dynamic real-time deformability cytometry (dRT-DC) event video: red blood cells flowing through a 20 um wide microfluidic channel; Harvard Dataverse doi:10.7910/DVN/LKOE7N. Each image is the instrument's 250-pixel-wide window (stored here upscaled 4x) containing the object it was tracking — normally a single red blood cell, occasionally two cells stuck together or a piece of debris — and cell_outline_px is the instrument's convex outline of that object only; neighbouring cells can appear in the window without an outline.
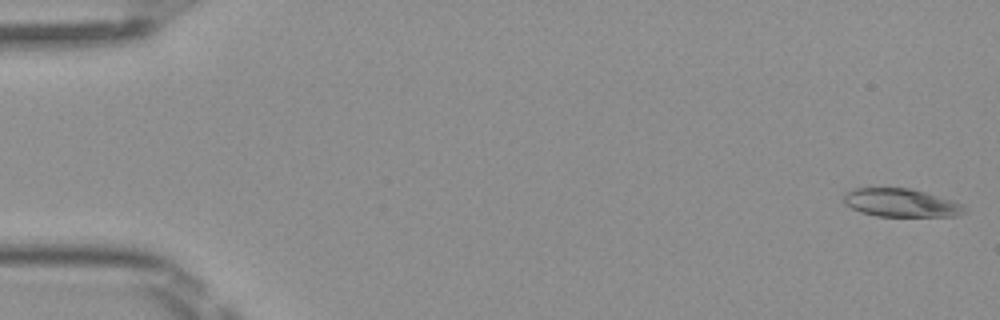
{"species": "Egyptian fruit bat (a non-hibernating species)", "species_latin": "Rousettus aegyptiacus", "temperature_condition": "room temperature", "stored_images_in_passage": 50, "camera_frame_rate_fps": 3000, "um_per_image_px": 0.085, "frame": {"image": 1, "passage_image": 1, "time_ms": 0.0, "image_size_px": [1000, 320], "cell_outline_px": [[968, 212], [956, 216], [876, 216], [860, 212], [844, 204], [844, 196], [848, 192], [856, 188], [912, 188], [952, 200], [964, 204], [968, 208]], "centroid_in_image_um": [76.65, 17.25], "position_along_channel_um": 8.3, "area_um2": 20.0}}
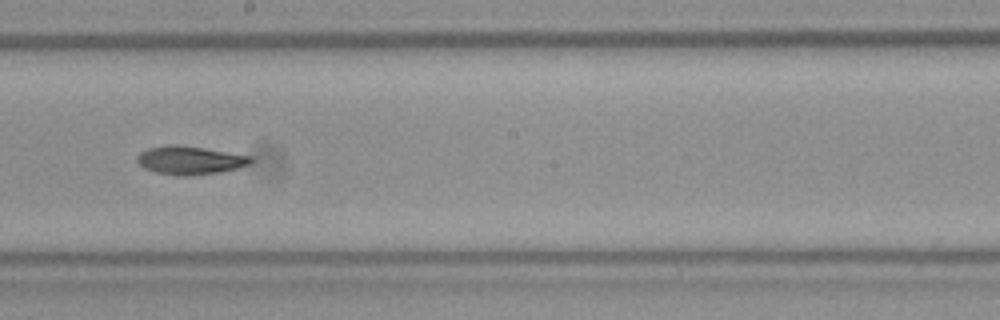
{"frame": {"image": 2, "passage_image": 28, "time_ms": 9.0, "image_size_px": [1000, 320], "cell_outline_px": [[256, 160], [252, 164], [220, 172], [184, 176], [176, 176], [156, 172], [144, 168], [136, 160], [136, 156], [140, 152], [148, 148], [168, 144], [176, 144], [204, 148], [252, 156]], "centroid_in_image_um": [16.16, 13.61], "position_along_channel_um": 232.0, "area_um2": 18.96}}
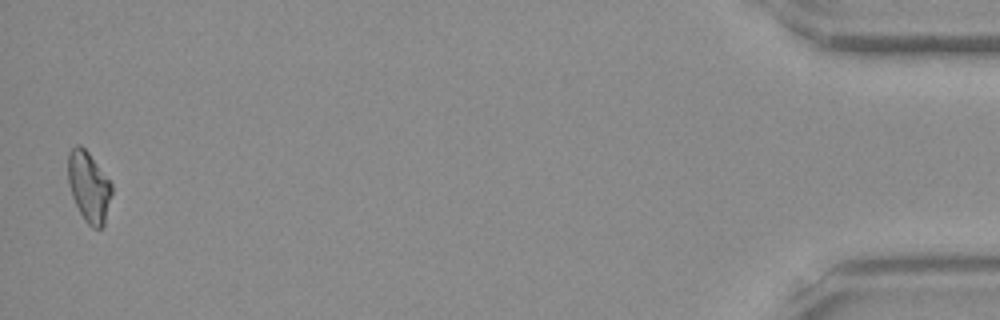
{"frame": {"image": 3, "passage_image": 49, "time_ms": 16.0, "image_size_px": [1000, 320], "cell_outline_px": [[112, 192], [104, 224], [100, 228], [92, 228], [84, 220], [72, 196], [68, 184], [68, 152], [76, 144], [80, 144], [88, 152], [112, 184]], "centroid_in_image_um": [7.53, 15.86], "position_along_channel_um": 427.7, "area_um2": 17.8}, "authors_computed_cell_mechanics": {"area_um2": 18.785, "velocity_mm_per_s": 4.0765, "shape_relaxation_time_tau1_ms": 9.8111, "shape_relaxation_time_tau2_ms": 7.2272, "deformation_change_tau1": 0.2405, "deformation_change_tau2": 0.1419}}